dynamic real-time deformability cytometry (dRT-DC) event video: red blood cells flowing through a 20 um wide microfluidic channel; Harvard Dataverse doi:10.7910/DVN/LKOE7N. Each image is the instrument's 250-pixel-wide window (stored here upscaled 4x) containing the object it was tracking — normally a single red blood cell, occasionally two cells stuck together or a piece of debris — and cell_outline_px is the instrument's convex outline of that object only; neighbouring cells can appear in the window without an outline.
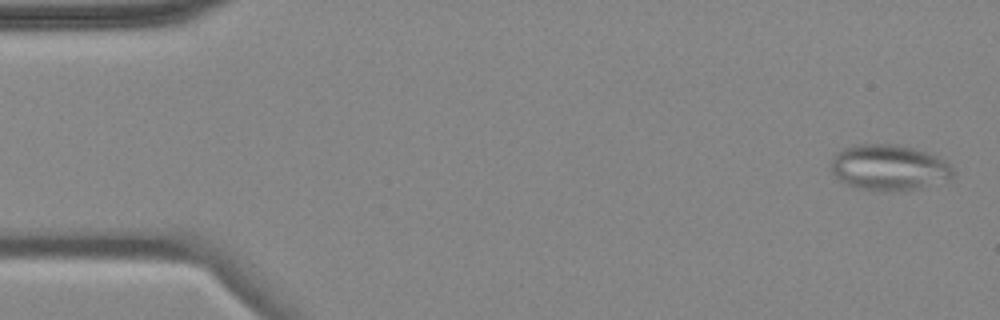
{"species": "common noctule bat (a hibernating species)", "species_latin": "Nyctalus noctula", "temperature_condition": "cold", "stored_images_in_passage": 5, "camera_frame_rate_fps": 3000, "um_per_image_px": 0.085, "animal": {"sex": "female", "body_mass_g": 18.4}, "frame": {"image": 1, "passage_image": 1, "time_ms": 0.0, "image_size_px": [1000, 320], "cell_outline_px": [[956, 172], [948, 180], [920, 188], [884, 192], [872, 192], [848, 184], [840, 180], [832, 172], [832, 156], [836, 152], [844, 148], [864, 144], [888, 144], [912, 148], [936, 156], [944, 160]], "centroid_in_image_um": [75.56, 14.26], "position_along_channel_um": 9.4, "area_um2": 32.37}}